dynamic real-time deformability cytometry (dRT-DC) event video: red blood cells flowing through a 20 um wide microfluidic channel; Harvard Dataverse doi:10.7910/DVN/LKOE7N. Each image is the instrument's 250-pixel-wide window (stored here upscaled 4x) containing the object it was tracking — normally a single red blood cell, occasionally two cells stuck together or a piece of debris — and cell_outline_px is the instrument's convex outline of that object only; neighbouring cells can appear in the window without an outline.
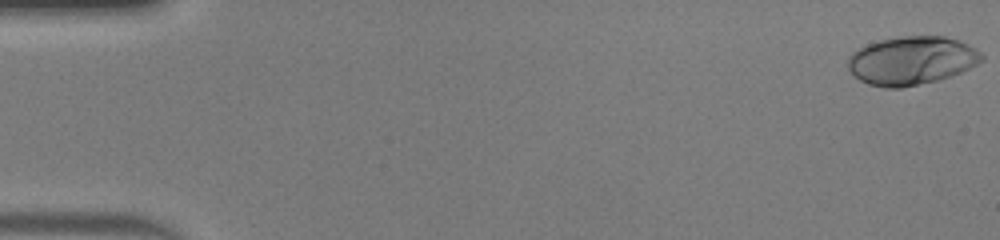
{"species": "human", "species_latin": "Homo sapiens", "temperature_condition": "warm", "stored_images_in_passage": 48, "camera_frame_rate_fps": 3000, "um_per_image_px": 0.085, "donor": {"sex": "male"}, "frame": {"image": 1, "passage_image": 1, "time_ms": 0.0, "image_size_px": [1000, 240], "cell_outline_px": [[984, 60], [960, 72], [940, 80], [900, 88], [884, 88], [868, 84], [860, 80], [848, 68], [848, 56], [852, 52], [868, 44], [880, 40], [904, 36], [944, 36], [960, 40], [976, 48], [984, 56]], "centroid_in_image_um": [77.5, 5.15], "position_along_channel_um": 7.5, "area_um2": 37.74}}
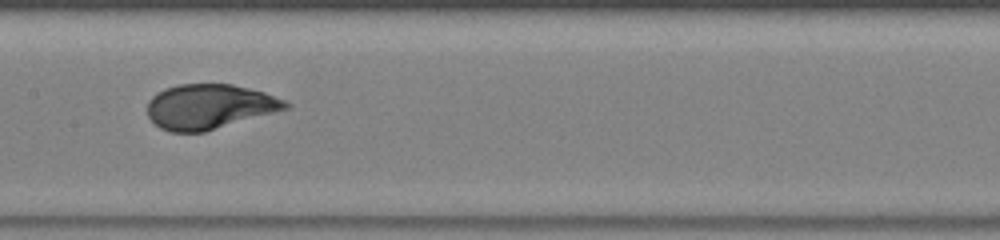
{"frame": {"image": 2, "passage_image": 25, "time_ms": 8.0, "image_size_px": [1000, 240], "cell_outline_px": [[292, 104], [288, 108], [204, 132], [168, 132], [160, 128], [148, 116], [148, 100], [156, 92], [164, 88], [180, 84], [232, 84], [264, 92], [284, 100]], "centroid_in_image_um": [17.76, 9.06], "position_along_channel_um": 189.6, "area_um2": 35.95}}
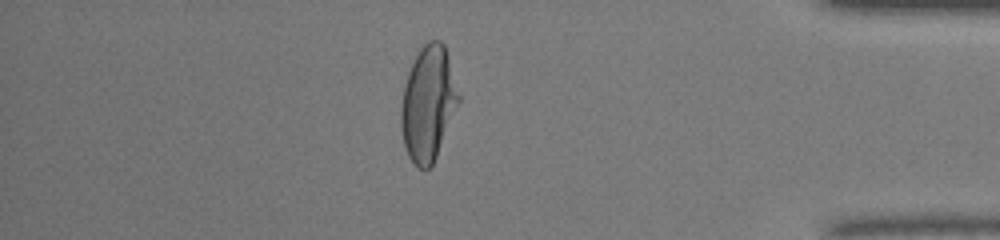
{"frame": {"image": 3, "passage_image": 42, "time_ms": 13.667, "image_size_px": [1000, 240], "cell_outline_px": [[460, 100], [436, 156], [432, 164], [424, 172], [416, 168], [408, 156], [404, 144], [400, 124], [400, 108], [404, 88], [408, 72], [420, 48], [428, 40], [440, 40], [444, 44], [448, 56], [460, 96]], "centroid_in_image_um": [36.38, 8.82], "position_along_channel_um": 398.8, "area_um2": 38.32}, "authors_computed_cell_mechanics": {"area_um2": 36.125, "velocity_mm_per_s": 4.3126, "shape_relaxation_time_tau1_ms": 4.2045, "shape_relaxation_time_tau2_ms": null, "deformation_change_tau1": 0.2488, "deformation_change_tau2": null}}